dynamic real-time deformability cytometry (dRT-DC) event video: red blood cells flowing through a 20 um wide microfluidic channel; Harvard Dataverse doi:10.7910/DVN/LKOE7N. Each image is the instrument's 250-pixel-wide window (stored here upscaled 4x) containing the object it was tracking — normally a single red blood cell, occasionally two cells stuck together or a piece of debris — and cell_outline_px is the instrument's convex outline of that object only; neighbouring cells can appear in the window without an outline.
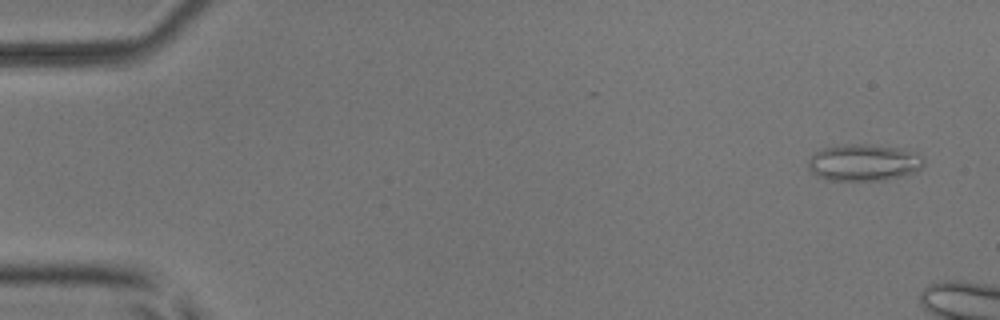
{"species": "common noctule bat (a hibernating species)", "species_latin": "Nyctalus noctula", "temperature_condition": "room temperature", "stored_images_in_passage": 3, "camera_frame_rate_fps": 3000, "um_per_image_px": 0.085, "animal": {"sex": "male", "body_mass_g": 17.9, "forearm_length_mm": 54.2}, "frame": {"image": 1, "passage_image": 1, "time_ms": 0.0, "image_size_px": [1000, 320], "cell_outline_px": [[924, 164], [916, 172], [884, 180], [828, 180], [812, 172], [808, 168], [808, 160], [816, 152], [824, 148], [844, 144], [864, 144], [896, 148], [924, 156]], "centroid_in_image_um": [73.42, 13.82], "position_along_channel_um": 11.6, "area_um2": 24.39}}